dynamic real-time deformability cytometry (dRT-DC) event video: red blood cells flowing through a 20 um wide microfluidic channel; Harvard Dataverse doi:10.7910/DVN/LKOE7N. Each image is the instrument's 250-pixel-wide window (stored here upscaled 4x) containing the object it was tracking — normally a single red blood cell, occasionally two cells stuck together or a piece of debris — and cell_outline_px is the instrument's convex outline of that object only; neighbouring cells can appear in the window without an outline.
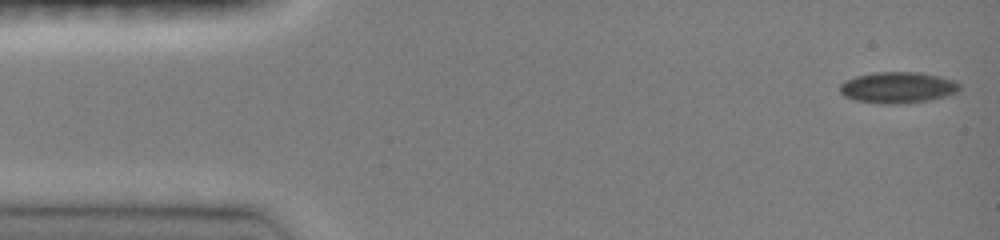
{"species": "common noctule bat (a hibernating species)", "species_latin": "Nyctalus noctula", "temperature_condition": "room temperature", "stored_images_in_passage": 9, "camera_frame_rate_fps": 3000, "um_per_image_px": 0.085, "animal": {"sex": "female", "body_mass_g": 19.0, "forearm_length_mm": 51.5}, "frame": {"image": 1, "passage_image": 1, "time_ms": 0.0, "image_size_px": [1000, 240], "cell_outline_px": [[960, 92], [932, 100], [904, 104], [880, 104], [856, 100], [844, 96], [840, 92], [840, 84], [844, 80], [856, 76], [872, 72], [920, 72], [956, 80], [960, 84]], "centroid_in_image_um": [76.34, 7.44], "position_along_channel_um": 8.7, "area_um2": 22.2}}
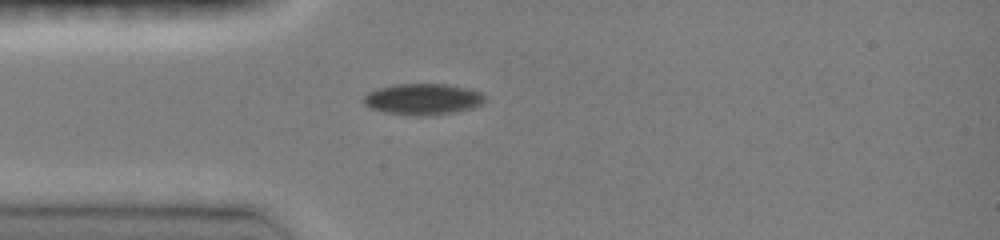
{"frame": {"image": 2, "passage_image": 8, "time_ms": 3.667, "image_size_px": [1000, 240], "cell_outline_px": [[484, 100], [480, 104], [472, 108], [456, 112], [428, 116], [416, 116], [384, 112], [372, 108], [364, 104], [364, 96], [368, 92], [376, 88], [396, 84], [448, 84], [468, 88], [480, 92], [484, 96]], "centroid_in_image_um": [35.93, 8.43], "position_along_channel_um": 49.1, "area_um2": 22.08}}